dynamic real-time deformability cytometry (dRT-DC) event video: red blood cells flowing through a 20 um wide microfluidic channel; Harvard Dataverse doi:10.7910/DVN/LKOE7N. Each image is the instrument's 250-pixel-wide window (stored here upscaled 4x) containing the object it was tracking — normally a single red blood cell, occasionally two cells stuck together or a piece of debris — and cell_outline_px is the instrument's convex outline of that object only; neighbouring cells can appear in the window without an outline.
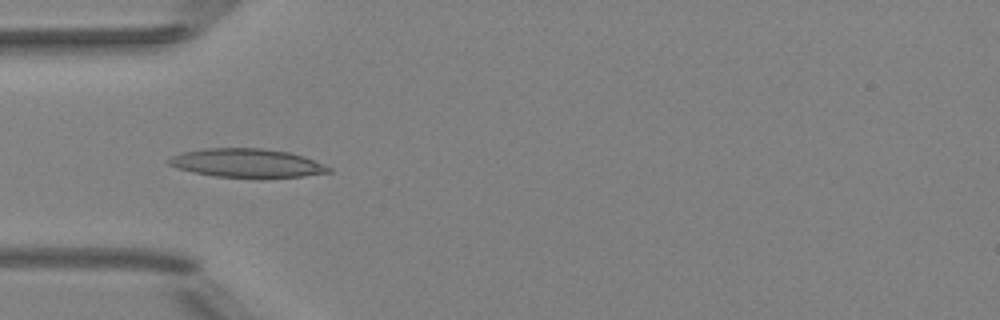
{"species": "Egyptian fruit bat (a non-hibernating species)", "species_latin": "Rousettus aegyptiacus", "temperature_condition": "room temperature", "stored_images_in_passage": 6, "camera_frame_rate_fps": 3000, "um_per_image_px": 0.085, "animal": {"sex": "female"}, "frame": {"image": 1, "passage_image": 4, "time_ms": 1.0, "image_size_px": [1000, 320], "cell_outline_px": [[332, 172], [304, 176], [216, 176], [192, 172], [176, 168], [168, 164], [168, 160], [172, 156], [180, 152], [204, 148], [264, 148], [288, 152], [304, 156], [324, 164], [332, 168]], "centroid_in_image_um": [20.97, 13.83], "position_along_channel_um": 64.0, "area_um2": 26.36}}
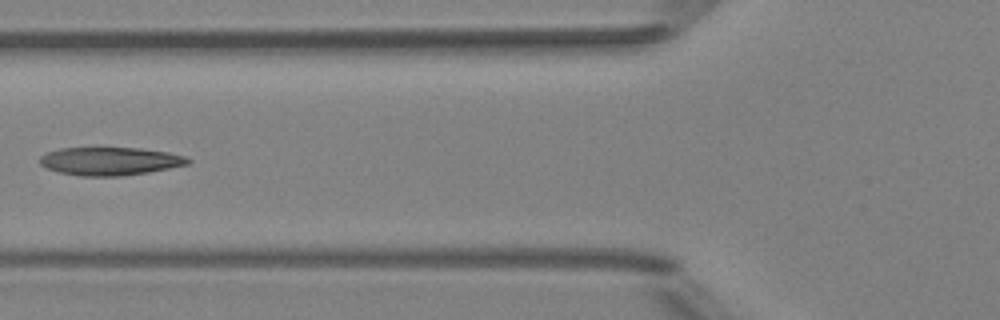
{"frame": {"image": 2, "passage_image": 5, "time_ms": 1.333, "image_size_px": [1000, 320], "cell_outline_px": [[192, 160], [188, 164], [148, 172], [120, 176], [80, 176], [60, 172], [48, 168], [40, 164], [40, 156], [48, 152], [60, 148], [140, 148], [168, 152], [184, 156]], "centroid_in_image_um": [9.35, 13.7], "position_along_channel_um": 116.4, "area_um2": 24.04}}
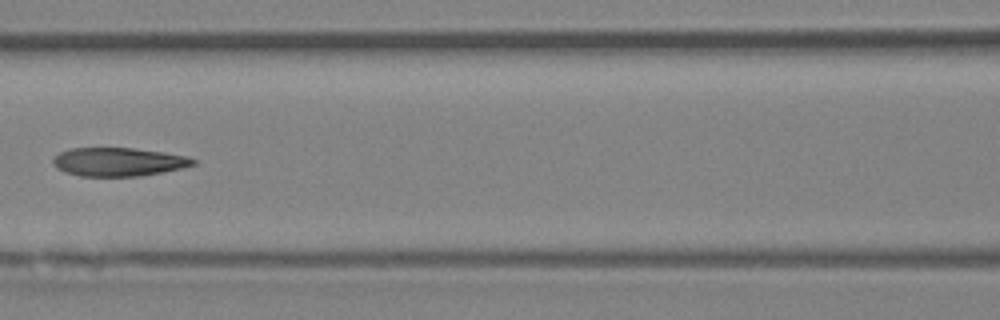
{"frame": {"image": 3, "passage_image": 6, "time_ms": 1.667, "image_size_px": [1000, 320], "cell_outline_px": [[196, 164], [180, 168], [140, 176], [80, 176], [64, 172], [56, 168], [52, 164], [52, 160], [60, 152], [72, 148], [132, 148], [164, 152], [188, 156], [196, 160]], "centroid_in_image_um": [10.05, 13.76], "position_along_channel_um": 156.6, "area_um2": 23.24}}